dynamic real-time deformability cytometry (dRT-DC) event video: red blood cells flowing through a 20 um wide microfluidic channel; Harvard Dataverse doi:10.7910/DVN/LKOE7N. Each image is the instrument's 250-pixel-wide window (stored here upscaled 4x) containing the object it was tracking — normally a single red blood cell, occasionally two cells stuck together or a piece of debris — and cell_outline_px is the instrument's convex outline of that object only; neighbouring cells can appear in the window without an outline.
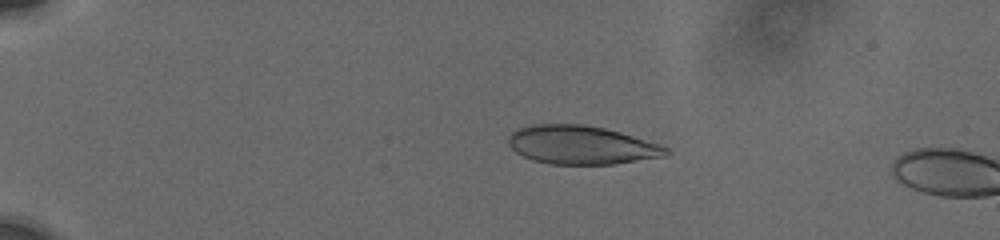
{"species": "human", "species_latin": "Homo sapiens", "temperature_condition": "cold", "stored_images_in_passage": 2, "camera_frame_rate_fps": 3000, "um_per_image_px": 0.085, "donor": {"sex": "male"}, "frame": {"image": 1, "passage_image": 1, "time_ms": 0.0, "image_size_px": [1000, 240], "cell_outline_px": [[672, 152], [668, 156], [612, 164], [548, 164], [532, 160], [516, 152], [508, 144], [508, 136], [516, 128], [528, 124], [580, 124], [604, 128], [620, 132], [660, 144], [668, 148]], "centroid_in_image_um": [49.41, 12.32], "position_along_channel_um": 35.6, "area_um2": 35.66}}